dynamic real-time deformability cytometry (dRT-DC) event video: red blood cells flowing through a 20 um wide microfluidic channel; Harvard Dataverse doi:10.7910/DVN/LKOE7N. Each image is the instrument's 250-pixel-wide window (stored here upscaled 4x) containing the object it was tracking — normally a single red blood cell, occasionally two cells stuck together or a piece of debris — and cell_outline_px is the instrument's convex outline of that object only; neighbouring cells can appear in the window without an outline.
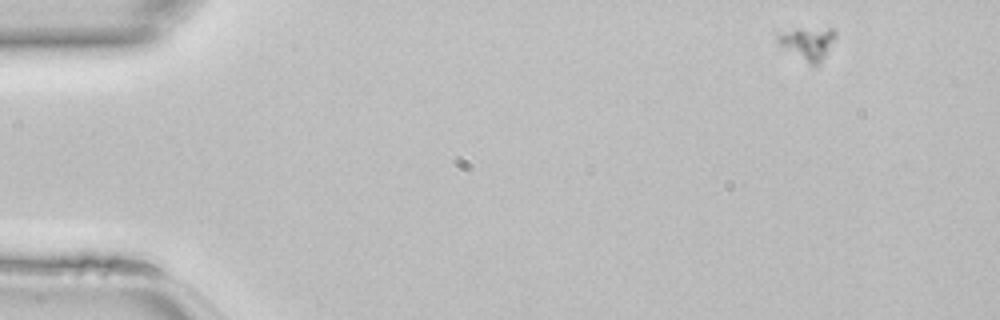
{"species": "common noctule bat (a hibernating species)", "species_latin": "Nyctalus noctula", "temperature_condition": "room temperature", "stored_images_in_passage": 44, "camera_frame_rate_fps": 3000, "um_per_image_px": 0.085, "animal": {"sex": "female", "body_mass_g": 22.7, "forearm_length_mm": 54.2}, "frame": {"image": 1, "passage_image": 1, "time_ms": 0.0, "image_size_px": [1000, 320], "cell_outline_px": [[836, 36], [824, 56], [816, 64], [812, 64], [780, 44], [776, 40], [776, 36], [796, 28], [832, 28], [836, 32]], "centroid_in_image_um": [68.7, 3.6], "position_along_channel_um": 16.3, "area_um2": 10.23}}
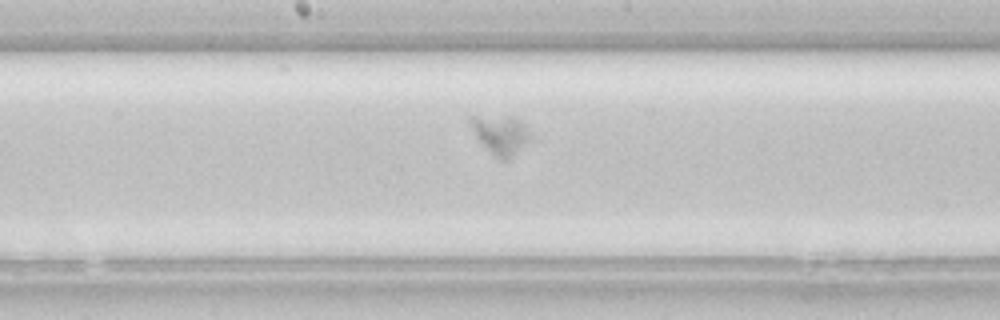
{"frame": {"image": 2, "passage_image": 24, "time_ms": 7.667, "image_size_px": [1000, 320], "cell_outline_px": [[532, 140], [508, 160], [500, 160], [476, 136], [468, 124], [468, 116], [476, 116], [516, 120], [524, 124], [528, 128], [532, 136]], "centroid_in_image_um": [42.57, 11.49], "position_along_channel_um": 205.6, "area_um2": 13.12}}